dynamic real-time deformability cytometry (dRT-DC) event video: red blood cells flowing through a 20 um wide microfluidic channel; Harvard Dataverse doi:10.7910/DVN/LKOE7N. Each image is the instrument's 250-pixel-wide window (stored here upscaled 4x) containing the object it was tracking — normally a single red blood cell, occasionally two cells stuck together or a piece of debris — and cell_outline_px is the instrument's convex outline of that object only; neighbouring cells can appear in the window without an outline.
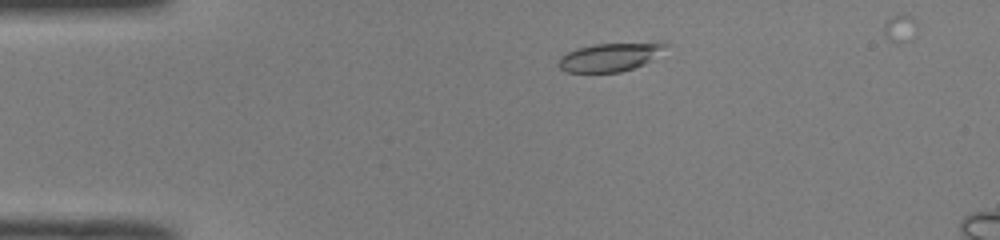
{"species": "common noctule bat (a hibernating species)", "species_latin": "Nyctalus noctula", "temperature_condition": "room temperature", "stored_images_in_passage": 46, "camera_frame_rate_fps": 3000, "um_per_image_px": 0.085, "animal": {"sex": "male", "body_mass_g": 19.0, "forearm_length_mm": 50.8}, "frame": {"image": 1, "passage_image": 6, "time_ms": 1.667, "image_size_px": [1000, 240], "cell_outline_px": [[668, 44], [652, 60], [644, 64], [620, 72], [564, 72], [556, 64], [560, 56], [576, 48], [596, 44], [660, 40]], "centroid_in_image_um": [51.87, 4.82], "position_along_channel_um": 33.1, "area_um2": 18.21}}
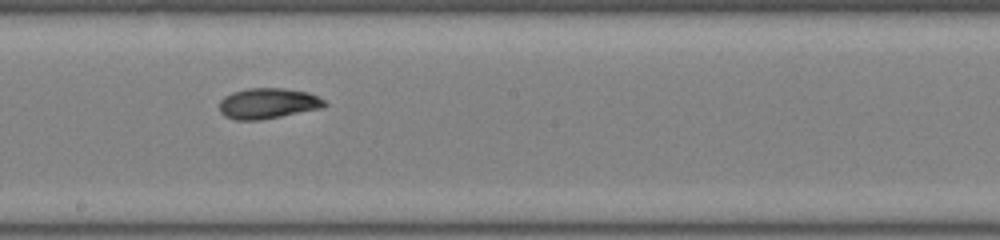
{"frame": {"image": 2, "passage_image": 24, "time_ms": 7.667, "image_size_px": [1000, 240], "cell_outline_px": [[328, 104], [320, 108], [260, 120], [236, 120], [224, 116], [220, 112], [220, 100], [224, 96], [232, 92], [248, 88], [284, 88], [308, 92], [324, 100]], "centroid_in_image_um": [22.74, 8.78], "position_along_channel_um": 225.5, "area_um2": 18.67}}
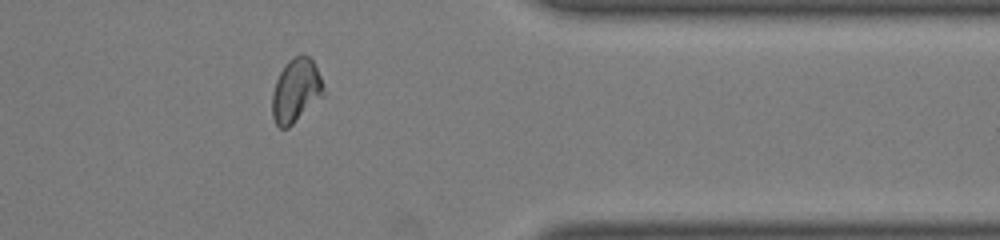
{"frame": {"image": 3, "passage_image": 37, "time_ms": 12.0, "image_size_px": [1000, 240], "cell_outline_px": [[324, 96], [288, 128], [280, 128], [276, 124], [272, 116], [272, 92], [276, 80], [284, 64], [288, 60], [296, 56], [308, 56], [312, 60], [324, 84]], "centroid_in_image_um": [25.15, 7.72], "position_along_channel_um": 386.3, "area_um2": 19.07}, "authors_computed_cell_mechanics": {"area_um2": 18.785, "velocity_mm_per_s": 4.0158, "shape_relaxation_time_tau1_ms": 11.1256, "shape_relaxation_time_tau2_ms": 2.1468, "deformation_change_tau1": 0.2582, "deformation_change_tau2": 0.066}}